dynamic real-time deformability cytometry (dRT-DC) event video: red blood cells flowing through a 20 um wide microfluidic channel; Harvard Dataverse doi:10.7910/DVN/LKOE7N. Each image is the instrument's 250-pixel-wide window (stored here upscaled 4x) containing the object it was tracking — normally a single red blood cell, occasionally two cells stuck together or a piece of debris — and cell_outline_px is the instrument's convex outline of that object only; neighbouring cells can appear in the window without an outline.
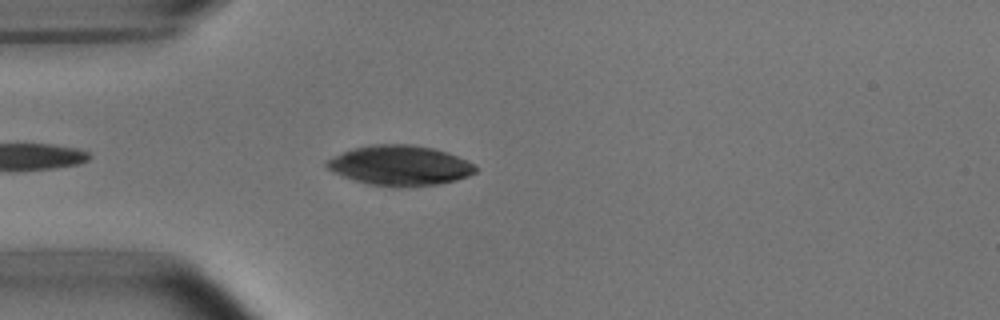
{"species": "common noctule bat (a hibernating species)", "species_latin": "Nyctalus noctula", "temperature_condition": "room temperature", "stored_images_in_passage": 28, "camera_frame_rate_fps": 3000, "um_per_image_px": 0.085, "animal": {"sex": "male", "body_mass_g": 15.6}, "frame": {"image": 1, "passage_image": 4, "time_ms": 1.0, "image_size_px": [1000, 320], "cell_outline_px": [[476, 172], [468, 176], [456, 180], [440, 184], [400, 188], [392, 188], [368, 184], [332, 172], [324, 164], [324, 160], [352, 148], [372, 144], [412, 144], [432, 148], [448, 152], [468, 160], [476, 168]], "centroid_in_image_um": [33.98, 14.07], "position_along_channel_um": 51.0, "area_um2": 35.08}}
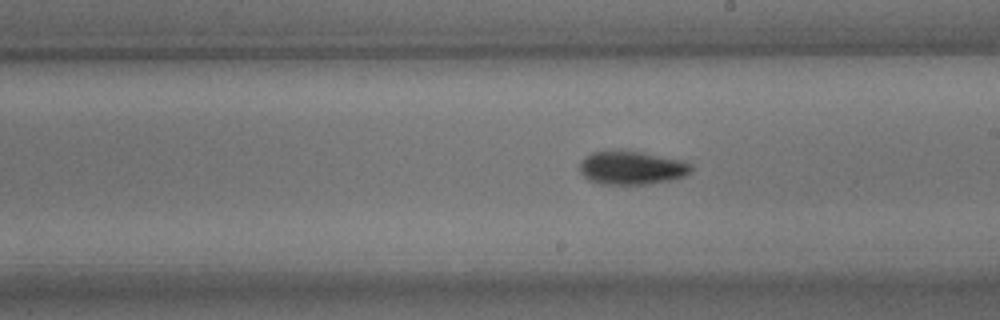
{"frame": {"image": 2, "passage_image": 16, "time_ms": 5.0, "image_size_px": [1000, 320], "cell_outline_px": [[692, 172], [684, 176], [672, 180], [648, 184], [600, 184], [588, 180], [580, 172], [580, 160], [592, 152], [640, 152], [680, 160], [692, 164]], "centroid_in_image_um": [53.7, 14.29], "position_along_channel_um": 235.3, "area_um2": 21.44}}
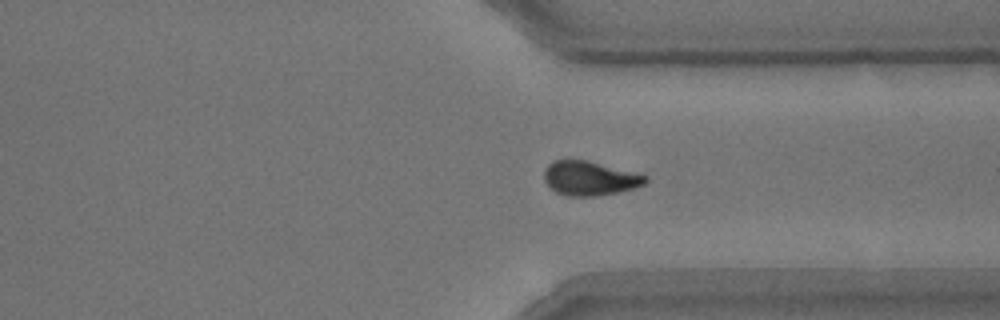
{"frame": {"image": 3, "passage_image": 26, "time_ms": 8.333, "image_size_px": [1000, 320], "cell_outline_px": [[648, 180], [644, 184], [636, 188], [616, 192], [592, 196], [568, 196], [556, 192], [544, 180], [544, 172], [548, 164], [552, 160], [584, 160], [648, 176]], "centroid_in_image_um": [50.11, 15.16], "position_along_channel_um": 361.3, "area_um2": 19.83}}